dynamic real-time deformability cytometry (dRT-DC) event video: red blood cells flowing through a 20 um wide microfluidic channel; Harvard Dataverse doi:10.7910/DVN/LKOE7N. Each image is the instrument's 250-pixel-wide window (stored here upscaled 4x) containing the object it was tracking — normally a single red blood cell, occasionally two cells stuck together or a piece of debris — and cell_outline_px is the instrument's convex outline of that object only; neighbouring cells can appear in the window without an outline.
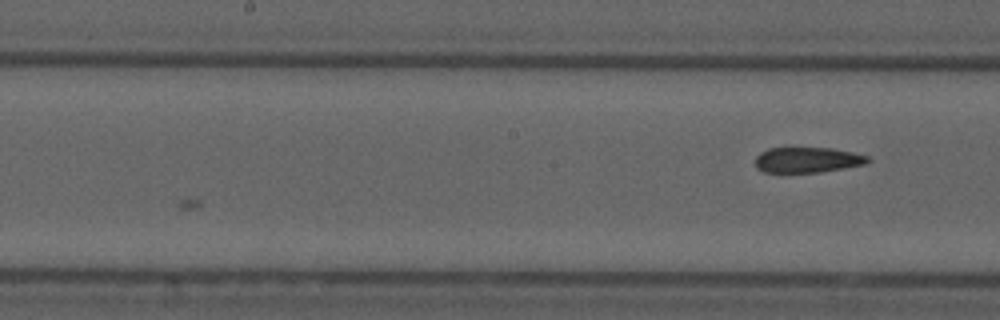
{"species": "common noctule bat (a hibernating species)", "species_latin": "Nyctalus noctula", "temperature_condition": "cold", "stored_images_in_passage": 6, "camera_frame_rate_fps": 3000, "um_per_image_px": 0.085, "animal": {"sex": "male", "forearm_length_mm": 52.5}, "frame": {"image": 1, "passage_image": 6, "time_ms": 5.667, "image_size_px": [1000, 320], "cell_outline_px": [[872, 160], [864, 164], [844, 168], [820, 172], [764, 172], [756, 168], [756, 156], [760, 152], [768, 148], [792, 144], [832, 148], [852, 152], [868, 156]], "centroid_in_image_um": [68.58, 13.53], "position_along_channel_um": 179.6, "area_um2": 17.57}}